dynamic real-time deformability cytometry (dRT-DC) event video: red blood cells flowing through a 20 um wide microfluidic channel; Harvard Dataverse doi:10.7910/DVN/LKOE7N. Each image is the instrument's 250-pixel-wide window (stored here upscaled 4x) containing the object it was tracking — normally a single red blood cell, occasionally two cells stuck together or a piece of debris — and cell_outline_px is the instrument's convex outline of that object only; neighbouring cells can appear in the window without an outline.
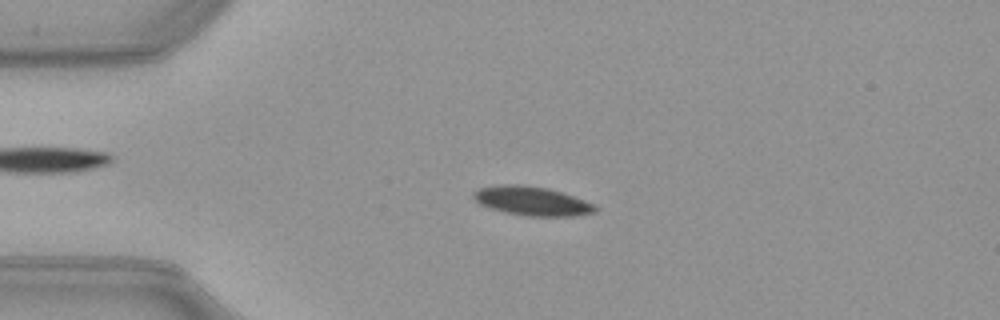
{"species": "common noctule bat (a hibernating species)", "species_latin": "Nyctalus noctula", "temperature_condition": "warm", "stored_images_in_passage": 51, "camera_frame_rate_fps": 3000, "um_per_image_px": 0.085, "animal": {"sex": "female", "body_mass_g": 21.9}, "frame": {"image": 1, "passage_image": 12, "time_ms": 3.667, "image_size_px": [1000, 320], "cell_outline_px": [[600, 208], [596, 212], [572, 216], [524, 216], [504, 212], [488, 208], [480, 204], [472, 196], [472, 192], [480, 188], [500, 184], [524, 184], [548, 188], [596, 204]], "centroid_in_image_um": [45.21, 17.09], "position_along_channel_um": 39.8, "area_um2": 20.81}}
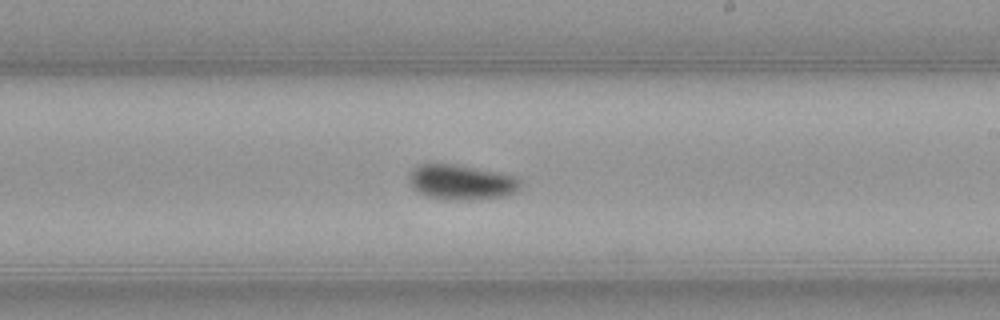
{"frame": {"image": 2, "passage_image": 30, "time_ms": 9.667, "image_size_px": [1000, 320], "cell_outline_px": [[520, 188], [516, 192], [504, 196], [472, 200], [440, 200], [424, 196], [416, 192], [412, 188], [408, 180], [408, 176], [420, 164], [456, 164], [500, 172], [516, 176], [520, 180]], "centroid_in_image_um": [39.21, 15.51], "position_along_channel_um": 249.8, "area_um2": 23.18}}
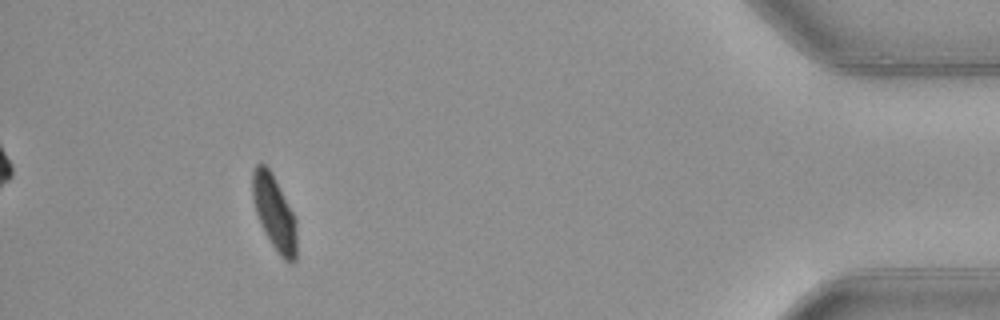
{"frame": {"image": 3, "passage_image": 47, "time_ms": 15.333, "image_size_px": [1000, 320], "cell_outline_px": [[296, 260], [292, 264], [284, 260], [280, 256], [264, 232], [260, 224], [256, 212], [252, 196], [252, 172], [256, 164], [260, 160], [272, 172], [296, 216]], "centroid_in_image_um": [23.32, 18.06], "position_along_channel_um": 411.9, "area_um2": 19.59}, "authors_computed_cell_mechanics": {"area_um2": 20.808, "velocity_mm_per_s": 3.9857, "shape_relaxation_time_tau1_ms": 4.8026, "shape_relaxation_time_tau2_ms": null, "deformation_change_tau1": 0.149, "deformation_change_tau2": null}}